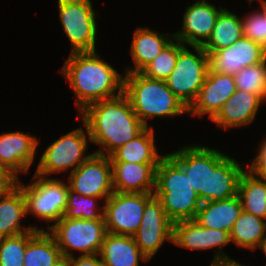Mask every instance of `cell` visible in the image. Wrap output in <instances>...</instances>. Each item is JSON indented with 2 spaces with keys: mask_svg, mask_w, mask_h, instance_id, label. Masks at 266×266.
<instances>
[{
  "mask_svg": "<svg viewBox=\"0 0 266 266\" xmlns=\"http://www.w3.org/2000/svg\"><path fill=\"white\" fill-rule=\"evenodd\" d=\"M168 155L183 169L202 203L238 194L245 171L234 158L200 145L186 146Z\"/></svg>",
  "mask_w": 266,
  "mask_h": 266,
  "instance_id": "cell-1",
  "label": "cell"
},
{
  "mask_svg": "<svg viewBox=\"0 0 266 266\" xmlns=\"http://www.w3.org/2000/svg\"><path fill=\"white\" fill-rule=\"evenodd\" d=\"M80 117L88 128L90 142L101 145L94 153L102 156H110L146 128L124 93L89 105Z\"/></svg>",
  "mask_w": 266,
  "mask_h": 266,
  "instance_id": "cell-2",
  "label": "cell"
},
{
  "mask_svg": "<svg viewBox=\"0 0 266 266\" xmlns=\"http://www.w3.org/2000/svg\"><path fill=\"white\" fill-rule=\"evenodd\" d=\"M61 73L76 95L80 113L93 103L123 93L124 77L101 60L96 51L70 52Z\"/></svg>",
  "mask_w": 266,
  "mask_h": 266,
  "instance_id": "cell-3",
  "label": "cell"
},
{
  "mask_svg": "<svg viewBox=\"0 0 266 266\" xmlns=\"http://www.w3.org/2000/svg\"><path fill=\"white\" fill-rule=\"evenodd\" d=\"M154 195L173 223L194 220L202 204L183 169L168 154L156 168Z\"/></svg>",
  "mask_w": 266,
  "mask_h": 266,
  "instance_id": "cell-4",
  "label": "cell"
},
{
  "mask_svg": "<svg viewBox=\"0 0 266 266\" xmlns=\"http://www.w3.org/2000/svg\"><path fill=\"white\" fill-rule=\"evenodd\" d=\"M123 93L146 127L147 119L152 117H175L188 113L187 107L169 89L165 80L148 78L141 72L125 73Z\"/></svg>",
  "mask_w": 266,
  "mask_h": 266,
  "instance_id": "cell-5",
  "label": "cell"
},
{
  "mask_svg": "<svg viewBox=\"0 0 266 266\" xmlns=\"http://www.w3.org/2000/svg\"><path fill=\"white\" fill-rule=\"evenodd\" d=\"M64 259L72 257L70 250L83 255L99 254L107 234L105 219H68L64 216L49 227Z\"/></svg>",
  "mask_w": 266,
  "mask_h": 266,
  "instance_id": "cell-6",
  "label": "cell"
},
{
  "mask_svg": "<svg viewBox=\"0 0 266 266\" xmlns=\"http://www.w3.org/2000/svg\"><path fill=\"white\" fill-rule=\"evenodd\" d=\"M193 54L184 46L178 53L174 70L165 80L169 89L187 107L195 101L209 70V55L202 46H192Z\"/></svg>",
  "mask_w": 266,
  "mask_h": 266,
  "instance_id": "cell-7",
  "label": "cell"
},
{
  "mask_svg": "<svg viewBox=\"0 0 266 266\" xmlns=\"http://www.w3.org/2000/svg\"><path fill=\"white\" fill-rule=\"evenodd\" d=\"M32 180L29 185H22L19 179L17 182L23 189L27 215L32 213L39 220L56 223L64 216L69 186L56 178L34 175Z\"/></svg>",
  "mask_w": 266,
  "mask_h": 266,
  "instance_id": "cell-8",
  "label": "cell"
},
{
  "mask_svg": "<svg viewBox=\"0 0 266 266\" xmlns=\"http://www.w3.org/2000/svg\"><path fill=\"white\" fill-rule=\"evenodd\" d=\"M84 126L87 134L84 133L82 127H79L49 145L42 154L34 175L46 178L50 174L71 168L73 172L80 164L88 160L94 153L85 156L88 146L86 137L88 135L89 138V131L85 123Z\"/></svg>",
  "mask_w": 266,
  "mask_h": 266,
  "instance_id": "cell-9",
  "label": "cell"
},
{
  "mask_svg": "<svg viewBox=\"0 0 266 266\" xmlns=\"http://www.w3.org/2000/svg\"><path fill=\"white\" fill-rule=\"evenodd\" d=\"M59 18L71 52L95 51L97 23L91 0H58Z\"/></svg>",
  "mask_w": 266,
  "mask_h": 266,
  "instance_id": "cell-10",
  "label": "cell"
},
{
  "mask_svg": "<svg viewBox=\"0 0 266 266\" xmlns=\"http://www.w3.org/2000/svg\"><path fill=\"white\" fill-rule=\"evenodd\" d=\"M153 196L154 193L113 192L104 203L107 232L133 236L139 229L145 205Z\"/></svg>",
  "mask_w": 266,
  "mask_h": 266,
  "instance_id": "cell-11",
  "label": "cell"
},
{
  "mask_svg": "<svg viewBox=\"0 0 266 266\" xmlns=\"http://www.w3.org/2000/svg\"><path fill=\"white\" fill-rule=\"evenodd\" d=\"M68 186L83 196L105 198L114 192L110 156L94 153L69 175Z\"/></svg>",
  "mask_w": 266,
  "mask_h": 266,
  "instance_id": "cell-12",
  "label": "cell"
},
{
  "mask_svg": "<svg viewBox=\"0 0 266 266\" xmlns=\"http://www.w3.org/2000/svg\"><path fill=\"white\" fill-rule=\"evenodd\" d=\"M173 222L166 216L160 200L154 195L145 205L139 229L133 238L140 251L151 260L165 240L172 242Z\"/></svg>",
  "mask_w": 266,
  "mask_h": 266,
  "instance_id": "cell-13",
  "label": "cell"
},
{
  "mask_svg": "<svg viewBox=\"0 0 266 266\" xmlns=\"http://www.w3.org/2000/svg\"><path fill=\"white\" fill-rule=\"evenodd\" d=\"M207 54L212 71L233 76L245 67L266 60V48L244 36L226 48Z\"/></svg>",
  "mask_w": 266,
  "mask_h": 266,
  "instance_id": "cell-14",
  "label": "cell"
},
{
  "mask_svg": "<svg viewBox=\"0 0 266 266\" xmlns=\"http://www.w3.org/2000/svg\"><path fill=\"white\" fill-rule=\"evenodd\" d=\"M230 242V234L227 231L204 228L194 220L173 223V244L190 250H206L216 247L214 262L229 259L227 254L222 252V247Z\"/></svg>",
  "mask_w": 266,
  "mask_h": 266,
  "instance_id": "cell-15",
  "label": "cell"
},
{
  "mask_svg": "<svg viewBox=\"0 0 266 266\" xmlns=\"http://www.w3.org/2000/svg\"><path fill=\"white\" fill-rule=\"evenodd\" d=\"M222 7H215L207 0H197L194 4L186 7L183 16V27L173 33L174 38L182 44L190 46H202L210 37L215 26L216 19Z\"/></svg>",
  "mask_w": 266,
  "mask_h": 266,
  "instance_id": "cell-16",
  "label": "cell"
},
{
  "mask_svg": "<svg viewBox=\"0 0 266 266\" xmlns=\"http://www.w3.org/2000/svg\"><path fill=\"white\" fill-rule=\"evenodd\" d=\"M235 91L233 75L214 72L209 68L204 84L188 108V114L199 117L208 114V118L212 119Z\"/></svg>",
  "mask_w": 266,
  "mask_h": 266,
  "instance_id": "cell-17",
  "label": "cell"
},
{
  "mask_svg": "<svg viewBox=\"0 0 266 266\" xmlns=\"http://www.w3.org/2000/svg\"><path fill=\"white\" fill-rule=\"evenodd\" d=\"M39 141L24 132H9L0 135V165L18 178V173L30 168L34 161Z\"/></svg>",
  "mask_w": 266,
  "mask_h": 266,
  "instance_id": "cell-18",
  "label": "cell"
},
{
  "mask_svg": "<svg viewBox=\"0 0 266 266\" xmlns=\"http://www.w3.org/2000/svg\"><path fill=\"white\" fill-rule=\"evenodd\" d=\"M113 189L119 193H154L158 164L111 162Z\"/></svg>",
  "mask_w": 266,
  "mask_h": 266,
  "instance_id": "cell-19",
  "label": "cell"
},
{
  "mask_svg": "<svg viewBox=\"0 0 266 266\" xmlns=\"http://www.w3.org/2000/svg\"><path fill=\"white\" fill-rule=\"evenodd\" d=\"M262 102L264 101L258 95L236 89L211 121L225 131L227 128L249 125L255 119Z\"/></svg>",
  "mask_w": 266,
  "mask_h": 266,
  "instance_id": "cell-20",
  "label": "cell"
},
{
  "mask_svg": "<svg viewBox=\"0 0 266 266\" xmlns=\"http://www.w3.org/2000/svg\"><path fill=\"white\" fill-rule=\"evenodd\" d=\"M241 211L242 205L238 195L226 200L207 201L201 204L194 221L204 228L230 233Z\"/></svg>",
  "mask_w": 266,
  "mask_h": 266,
  "instance_id": "cell-21",
  "label": "cell"
},
{
  "mask_svg": "<svg viewBox=\"0 0 266 266\" xmlns=\"http://www.w3.org/2000/svg\"><path fill=\"white\" fill-rule=\"evenodd\" d=\"M104 266H139V260L149 261L140 251L133 236L107 232L99 253Z\"/></svg>",
  "mask_w": 266,
  "mask_h": 266,
  "instance_id": "cell-22",
  "label": "cell"
},
{
  "mask_svg": "<svg viewBox=\"0 0 266 266\" xmlns=\"http://www.w3.org/2000/svg\"><path fill=\"white\" fill-rule=\"evenodd\" d=\"M165 36L148 28H137L134 31L132 45L130 47L131 57L135 67H126L124 72H141L174 39V34H171V37L168 35L169 38Z\"/></svg>",
  "mask_w": 266,
  "mask_h": 266,
  "instance_id": "cell-23",
  "label": "cell"
},
{
  "mask_svg": "<svg viewBox=\"0 0 266 266\" xmlns=\"http://www.w3.org/2000/svg\"><path fill=\"white\" fill-rule=\"evenodd\" d=\"M27 215L23 189L17 184L9 192L0 195V239L32 231L35 227L20 225Z\"/></svg>",
  "mask_w": 266,
  "mask_h": 266,
  "instance_id": "cell-24",
  "label": "cell"
},
{
  "mask_svg": "<svg viewBox=\"0 0 266 266\" xmlns=\"http://www.w3.org/2000/svg\"><path fill=\"white\" fill-rule=\"evenodd\" d=\"M154 141L153 127H146L133 140L116 149L110 155V161L158 164L164 155L157 152Z\"/></svg>",
  "mask_w": 266,
  "mask_h": 266,
  "instance_id": "cell-25",
  "label": "cell"
},
{
  "mask_svg": "<svg viewBox=\"0 0 266 266\" xmlns=\"http://www.w3.org/2000/svg\"><path fill=\"white\" fill-rule=\"evenodd\" d=\"M64 260L53 235L39 230L27 243L23 266H57Z\"/></svg>",
  "mask_w": 266,
  "mask_h": 266,
  "instance_id": "cell-26",
  "label": "cell"
},
{
  "mask_svg": "<svg viewBox=\"0 0 266 266\" xmlns=\"http://www.w3.org/2000/svg\"><path fill=\"white\" fill-rule=\"evenodd\" d=\"M242 210L266 220V180L246 170L239 181Z\"/></svg>",
  "mask_w": 266,
  "mask_h": 266,
  "instance_id": "cell-27",
  "label": "cell"
},
{
  "mask_svg": "<svg viewBox=\"0 0 266 266\" xmlns=\"http://www.w3.org/2000/svg\"><path fill=\"white\" fill-rule=\"evenodd\" d=\"M229 234L238 247L255 251L266 238V220L242 210Z\"/></svg>",
  "mask_w": 266,
  "mask_h": 266,
  "instance_id": "cell-28",
  "label": "cell"
},
{
  "mask_svg": "<svg viewBox=\"0 0 266 266\" xmlns=\"http://www.w3.org/2000/svg\"><path fill=\"white\" fill-rule=\"evenodd\" d=\"M243 36L242 21L235 13L224 8L218 15L208 40L202 45L207 53L226 48Z\"/></svg>",
  "mask_w": 266,
  "mask_h": 266,
  "instance_id": "cell-29",
  "label": "cell"
},
{
  "mask_svg": "<svg viewBox=\"0 0 266 266\" xmlns=\"http://www.w3.org/2000/svg\"><path fill=\"white\" fill-rule=\"evenodd\" d=\"M185 45L174 38L141 73L148 78L166 80L174 70L179 51Z\"/></svg>",
  "mask_w": 266,
  "mask_h": 266,
  "instance_id": "cell-30",
  "label": "cell"
},
{
  "mask_svg": "<svg viewBox=\"0 0 266 266\" xmlns=\"http://www.w3.org/2000/svg\"><path fill=\"white\" fill-rule=\"evenodd\" d=\"M101 198L83 196L69 188L64 217L68 219L94 220L104 219V206L98 209L97 201Z\"/></svg>",
  "mask_w": 266,
  "mask_h": 266,
  "instance_id": "cell-31",
  "label": "cell"
},
{
  "mask_svg": "<svg viewBox=\"0 0 266 266\" xmlns=\"http://www.w3.org/2000/svg\"><path fill=\"white\" fill-rule=\"evenodd\" d=\"M39 227L19 235L0 239V266H23L24 253L29 240L39 231Z\"/></svg>",
  "mask_w": 266,
  "mask_h": 266,
  "instance_id": "cell-32",
  "label": "cell"
},
{
  "mask_svg": "<svg viewBox=\"0 0 266 266\" xmlns=\"http://www.w3.org/2000/svg\"><path fill=\"white\" fill-rule=\"evenodd\" d=\"M234 80L237 90L258 95L266 102V60L241 69L234 75Z\"/></svg>",
  "mask_w": 266,
  "mask_h": 266,
  "instance_id": "cell-33",
  "label": "cell"
},
{
  "mask_svg": "<svg viewBox=\"0 0 266 266\" xmlns=\"http://www.w3.org/2000/svg\"><path fill=\"white\" fill-rule=\"evenodd\" d=\"M262 10L252 12L242 18L243 36L266 48V1L261 3Z\"/></svg>",
  "mask_w": 266,
  "mask_h": 266,
  "instance_id": "cell-34",
  "label": "cell"
},
{
  "mask_svg": "<svg viewBox=\"0 0 266 266\" xmlns=\"http://www.w3.org/2000/svg\"><path fill=\"white\" fill-rule=\"evenodd\" d=\"M259 146V152L247 169L254 174L261 175L266 180V138Z\"/></svg>",
  "mask_w": 266,
  "mask_h": 266,
  "instance_id": "cell-35",
  "label": "cell"
},
{
  "mask_svg": "<svg viewBox=\"0 0 266 266\" xmlns=\"http://www.w3.org/2000/svg\"><path fill=\"white\" fill-rule=\"evenodd\" d=\"M98 255H79L77 259L72 256L66 258L65 261L68 266H104L101 257L98 258Z\"/></svg>",
  "mask_w": 266,
  "mask_h": 266,
  "instance_id": "cell-36",
  "label": "cell"
},
{
  "mask_svg": "<svg viewBox=\"0 0 266 266\" xmlns=\"http://www.w3.org/2000/svg\"><path fill=\"white\" fill-rule=\"evenodd\" d=\"M18 178L7 168L0 165V195L9 192L17 185Z\"/></svg>",
  "mask_w": 266,
  "mask_h": 266,
  "instance_id": "cell-37",
  "label": "cell"
},
{
  "mask_svg": "<svg viewBox=\"0 0 266 266\" xmlns=\"http://www.w3.org/2000/svg\"><path fill=\"white\" fill-rule=\"evenodd\" d=\"M210 266H246L243 264H240L239 262H236L235 260L229 258V259H222L218 261H212Z\"/></svg>",
  "mask_w": 266,
  "mask_h": 266,
  "instance_id": "cell-38",
  "label": "cell"
},
{
  "mask_svg": "<svg viewBox=\"0 0 266 266\" xmlns=\"http://www.w3.org/2000/svg\"><path fill=\"white\" fill-rule=\"evenodd\" d=\"M261 250L263 251V253H265V256H266V238L264 239V242L262 243Z\"/></svg>",
  "mask_w": 266,
  "mask_h": 266,
  "instance_id": "cell-39",
  "label": "cell"
},
{
  "mask_svg": "<svg viewBox=\"0 0 266 266\" xmlns=\"http://www.w3.org/2000/svg\"><path fill=\"white\" fill-rule=\"evenodd\" d=\"M57 266H68L67 265V262L65 261V259L59 264V265H57Z\"/></svg>",
  "mask_w": 266,
  "mask_h": 266,
  "instance_id": "cell-40",
  "label": "cell"
},
{
  "mask_svg": "<svg viewBox=\"0 0 266 266\" xmlns=\"http://www.w3.org/2000/svg\"><path fill=\"white\" fill-rule=\"evenodd\" d=\"M249 1V3H252L251 1H253V0H248ZM260 1V3H262V2H265L266 0H259Z\"/></svg>",
  "mask_w": 266,
  "mask_h": 266,
  "instance_id": "cell-41",
  "label": "cell"
}]
</instances>
